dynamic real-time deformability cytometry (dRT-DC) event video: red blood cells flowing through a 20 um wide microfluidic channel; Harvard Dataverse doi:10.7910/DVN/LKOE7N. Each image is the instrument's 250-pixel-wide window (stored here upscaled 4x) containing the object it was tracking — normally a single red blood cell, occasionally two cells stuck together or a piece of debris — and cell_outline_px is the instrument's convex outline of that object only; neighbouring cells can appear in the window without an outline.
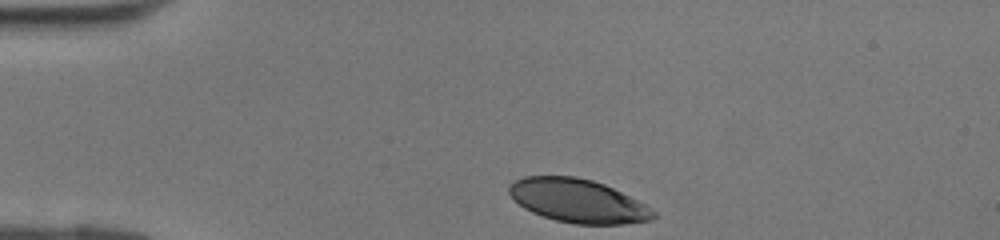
{"species": "human", "species_latin": "Homo sapiens", "temperature_condition": "room temperature", "stored_images_in_passage": 27, "camera_frame_rate_fps": 3000, "um_per_image_px": 0.085, "donor": {"sex": "female"}, "frame": {"image": 1, "passage_image": 1, "time_ms": 0.0, "image_size_px": [1000, 240], "cell_outline_px": [[656, 216], [652, 220], [624, 224], [572, 224], [556, 220], [532, 212], [524, 208], [508, 192], [508, 188], [516, 180], [524, 176], [576, 176], [592, 180], [604, 184], [644, 204], [656, 212]], "centroid_in_image_um": [49.13, 17.07], "position_along_channel_um": 35.9, "area_um2": 36.24}}
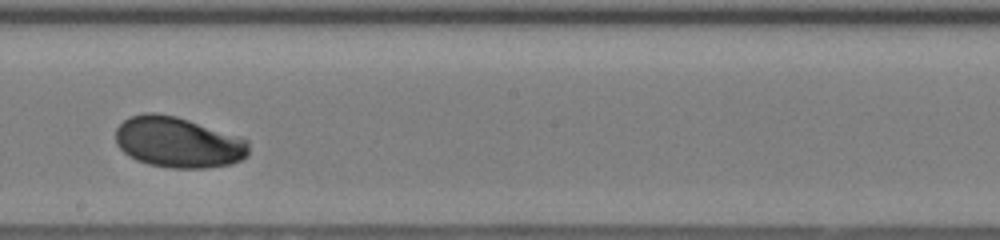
{"frame": {"image": 2, "passage_image": 16, "time_ms": 5.0, "image_size_px": [1000, 240], "cell_outline_px": [[248, 156], [232, 164], [208, 168], [172, 168], [148, 164], [136, 160], [128, 156], [116, 144], [116, 128], [124, 120], [132, 116], [144, 112], [156, 112], [176, 116], [240, 136], [248, 140]], "centroid_in_image_um": [15.14, 12.1], "position_along_channel_um": 233.1, "area_um2": 39.65}}
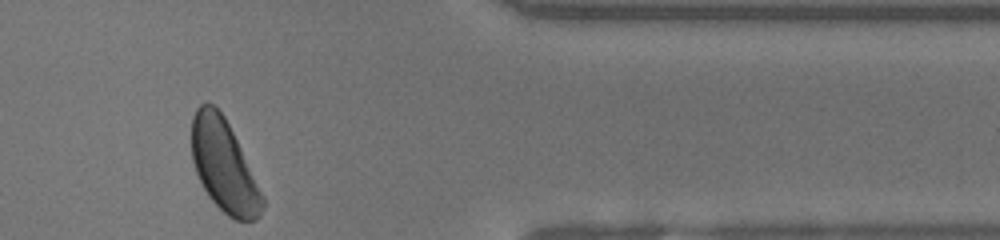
{"frame": {"image": 3, "passage_image": 27, "time_ms": 8.667, "image_size_px": [1000, 240], "cell_outline_px": [[264, 208], [260, 216], [256, 220], [236, 220], [228, 216], [208, 196], [196, 172], [192, 160], [192, 116], [196, 108], [200, 104], [212, 104], [224, 116], [264, 196]], "centroid_in_image_um": [19.03, 14.12], "position_along_channel_um": 392.4, "area_um2": 37.4}}